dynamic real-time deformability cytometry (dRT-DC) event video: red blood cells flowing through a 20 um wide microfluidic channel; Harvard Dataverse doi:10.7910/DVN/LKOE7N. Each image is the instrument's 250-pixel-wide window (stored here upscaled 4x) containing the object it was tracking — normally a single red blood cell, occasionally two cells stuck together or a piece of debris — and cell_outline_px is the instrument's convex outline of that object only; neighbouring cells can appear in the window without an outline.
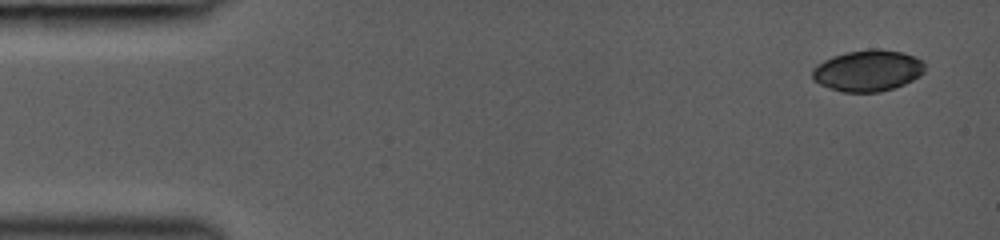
{"species": "common noctule bat (a hibernating species)", "species_latin": "Nyctalus noctula", "temperature_condition": "room temperature", "stored_images_in_passage": 15, "camera_frame_rate_fps": 3000, "um_per_image_px": 0.085, "animal": {"sex": "female", "body_mass_g": 19.0, "forearm_length_mm": 53.3}, "frame": {"image": 1, "passage_image": 1, "time_ms": 0.0, "image_size_px": [1000, 240], "cell_outline_px": [[924, 72], [920, 76], [904, 84], [880, 92], [844, 92], [820, 84], [812, 80], [812, 68], [816, 64], [824, 60], [848, 52], [872, 48], [880, 48], [900, 52], [916, 56], [924, 60]], "centroid_in_image_um": [73.78, 5.99], "position_along_channel_um": 11.2, "area_um2": 27.11}}
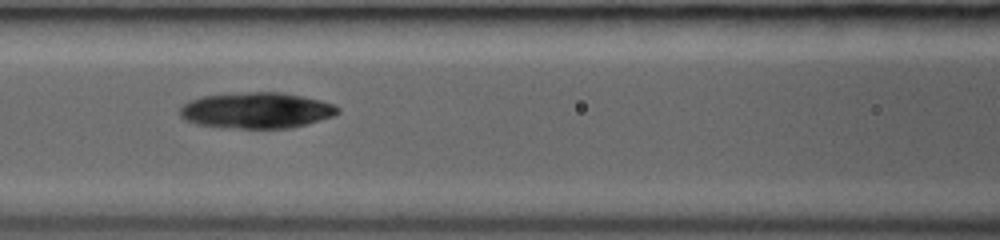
{"frame": {"image": 2, "passage_image": 10, "time_ms": 6.0, "image_size_px": [1000, 240], "cell_outline_px": [[340, 112], [336, 116], [288, 128], [220, 128], [196, 124], [184, 120], [180, 116], [180, 108], [188, 100], [200, 96], [248, 92], [280, 92], [320, 100], [332, 104], [340, 108]], "centroid_in_image_um": [21.76, 9.39], "position_along_channel_um": 144.8, "area_um2": 33.23}}
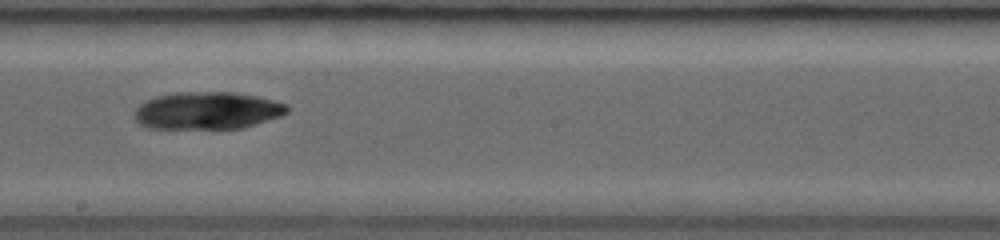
{"frame": {"image": 3, "passage_image": 14, "time_ms": 8.0, "image_size_px": [1000, 240], "cell_outline_px": [[288, 112], [280, 116], [244, 128], [148, 128], [140, 124], [132, 116], [136, 108], [140, 104], [156, 96], [176, 92], [232, 92], [256, 96], [288, 104]], "centroid_in_image_um": [17.61, 9.4], "position_along_channel_um": 230.6, "area_um2": 33.23}}